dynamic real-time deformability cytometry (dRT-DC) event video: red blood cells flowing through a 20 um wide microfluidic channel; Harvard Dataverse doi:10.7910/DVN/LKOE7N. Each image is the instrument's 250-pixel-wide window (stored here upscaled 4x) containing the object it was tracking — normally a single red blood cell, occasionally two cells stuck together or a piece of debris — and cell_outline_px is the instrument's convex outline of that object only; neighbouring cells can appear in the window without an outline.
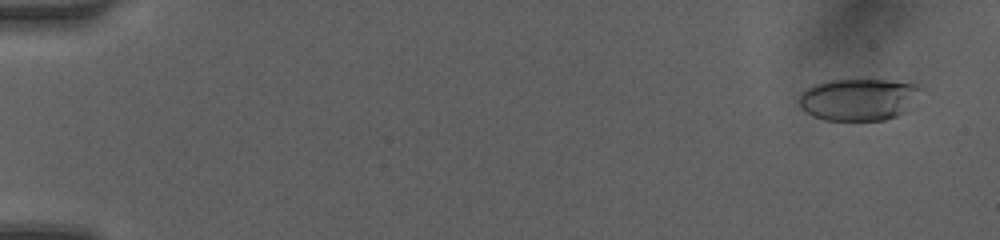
{"species": "human", "species_latin": "Homo sapiens", "temperature_condition": "room temperature", "stored_images_in_passage": 50, "camera_frame_rate_fps": 3000, "um_per_image_px": 0.085, "donor": {"sex": "female"}, "frame": {"image": 1, "passage_image": 3, "time_ms": 0.667, "image_size_px": [1000, 240], "cell_outline_px": [[928, 88], [912, 108], [896, 116], [884, 120], [824, 120], [800, 108], [796, 100], [800, 92], [816, 84], [828, 80], [884, 80], [916, 84]], "centroid_in_image_um": [73.06, 8.44], "position_along_channel_um": 11.9, "area_um2": 30.46}}
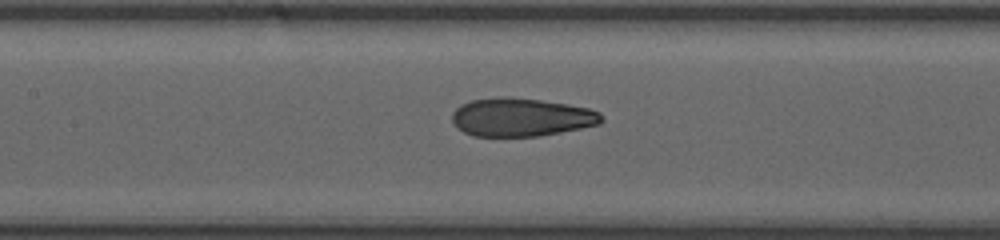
{"frame": {"image": 2, "passage_image": 25, "time_ms": 8.0, "image_size_px": [1000, 240], "cell_outline_px": [[604, 120], [600, 124], [540, 136], [472, 136], [464, 132], [452, 120], [452, 112], [460, 104], [472, 100], [496, 96], [504, 96], [540, 100], [568, 104], [588, 108], [600, 112], [604, 116]], "centroid_in_image_um": [44.31, 9.95], "position_along_channel_um": 163.1, "area_um2": 33.47}}
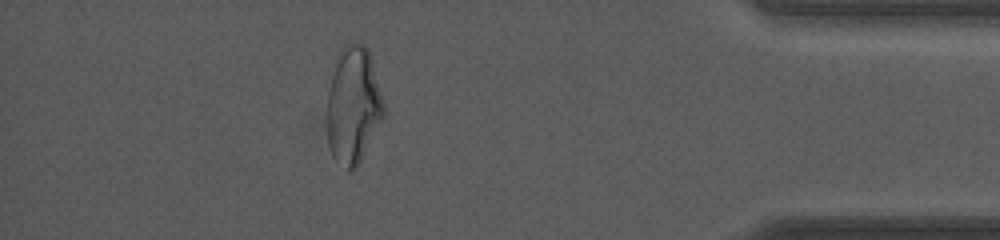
{"frame": {"image": 3, "passage_image": 45, "time_ms": 14.667, "image_size_px": [1000, 240], "cell_outline_px": [[384, 116], [356, 168], [352, 172], [348, 172], [332, 156], [328, 144], [328, 88], [336, 56], [340, 48], [344, 44], [364, 44], [368, 48], [372, 60], [384, 104]], "centroid_in_image_um": [30.01, 8.94], "position_along_channel_um": 405.2, "area_um2": 38.55}, "authors_computed_cell_mechanics": {"area_um2": 33.4662, "velocity_mm_per_s": 4.2018, "shape_relaxation_time_tau1_ms": 7.2139, "shape_relaxation_time_tau2_ms": 1.3439, "deformation_change_tau1": 0.2307, "deformation_change_tau2": 0.0854}}